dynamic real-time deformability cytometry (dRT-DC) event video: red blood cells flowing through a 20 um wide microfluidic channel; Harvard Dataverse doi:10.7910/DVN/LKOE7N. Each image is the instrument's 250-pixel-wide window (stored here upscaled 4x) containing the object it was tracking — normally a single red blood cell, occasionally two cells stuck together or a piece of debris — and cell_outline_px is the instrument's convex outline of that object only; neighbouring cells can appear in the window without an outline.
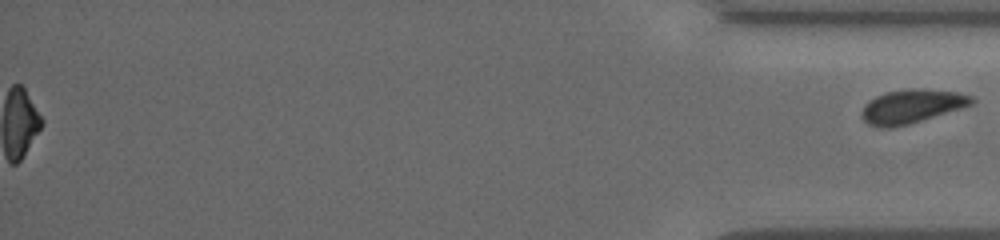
{"species": "common noctule bat (a hibernating species)", "species_latin": "Nyctalus noctula", "temperature_condition": "cold", "stored_images_in_passage": 57, "segment_of_instrument_passage": [2, 2], "camera_frame_rate_fps": 3000, "um_per_image_px": 0.085, "animal": {"sex": "female", "body_mass_g": 19.5, "forearm_length_mm": 54.1}, "frame": {"image": 1, "passage_image": 57, "time_ms": 18.667, "image_size_px": [1000, 240], "cell_outline_px": [[976, 100], [972, 104], [960, 108], [908, 124], [888, 128], [884, 128], [868, 124], [864, 120], [864, 104], [868, 100], [884, 92], [908, 88], [928, 88], [960, 92], [972, 96]], "centroid_in_image_um": [77.52, 9.0], "position_along_channel_um": 357.7, "area_um2": 21.56}}